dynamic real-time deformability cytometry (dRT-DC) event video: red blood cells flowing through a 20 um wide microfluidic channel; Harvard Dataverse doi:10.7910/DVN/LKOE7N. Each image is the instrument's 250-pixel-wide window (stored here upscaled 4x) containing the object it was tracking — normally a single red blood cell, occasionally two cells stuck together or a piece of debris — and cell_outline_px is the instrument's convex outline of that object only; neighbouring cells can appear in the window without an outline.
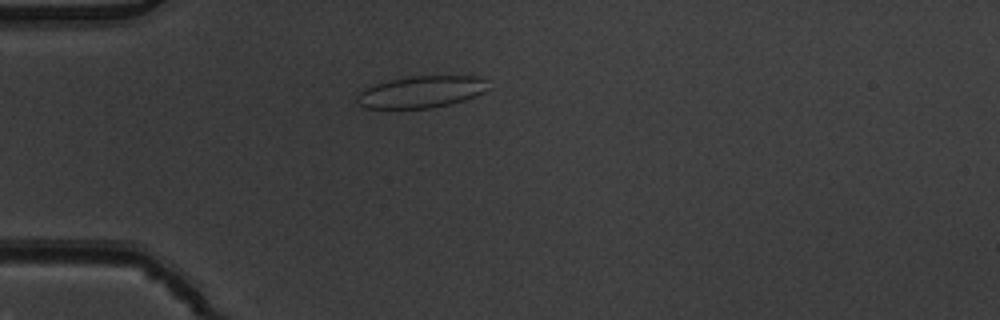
{"species": "common noctule bat (a hibernating species)", "species_latin": "Nyctalus noctula", "temperature_condition": "warm", "stored_images_in_passage": 1, "camera_frame_rate_fps": 3000, "um_per_image_px": 0.085, "animal": {"sex": "male", "body_mass_g": 19.5, "forearm_length_mm": 54.6}, "frame": {"image": 1, "passage_image": 1, "time_ms": 0.0, "image_size_px": [1000, 320], "cell_outline_px": [[488, 88], [484, 92], [476, 96], [452, 104], [428, 108], [364, 108], [356, 100], [356, 92], [372, 84], [388, 80], [408, 76], [480, 76], [488, 80]], "centroid_in_image_um": [35.79, 7.8], "position_along_channel_um": 49.2, "area_um2": 24.74}}